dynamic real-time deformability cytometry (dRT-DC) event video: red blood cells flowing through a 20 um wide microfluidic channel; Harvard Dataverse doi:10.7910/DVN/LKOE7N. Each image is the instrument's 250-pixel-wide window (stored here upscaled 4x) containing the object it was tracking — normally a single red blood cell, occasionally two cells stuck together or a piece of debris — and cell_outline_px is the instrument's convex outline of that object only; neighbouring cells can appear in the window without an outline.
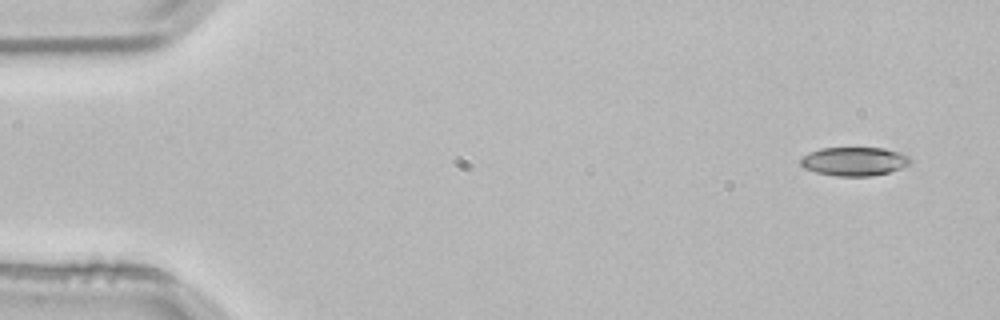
{"species": "common noctule bat (a hibernating species)", "species_latin": "Nyctalus noctula", "temperature_condition": "room temperature", "stored_images_in_passage": 4, "camera_frame_rate_fps": 3000, "um_per_image_px": 0.085, "animal": {"sex": "male", "body_mass_g": 21.5, "forearm_length_mm": 52.0}, "frame": {"image": 1, "passage_image": 1, "time_ms": 0.0, "image_size_px": [1000, 320], "cell_outline_px": [[912, 160], [908, 164], [900, 168], [888, 172], [872, 176], [836, 176], [816, 172], [804, 168], [800, 164], [800, 156], [808, 152], [820, 148], [884, 148], [900, 152], [908, 156]], "centroid_in_image_um": [72.57, 13.71], "position_along_channel_um": 12.4, "area_um2": 18.44}}
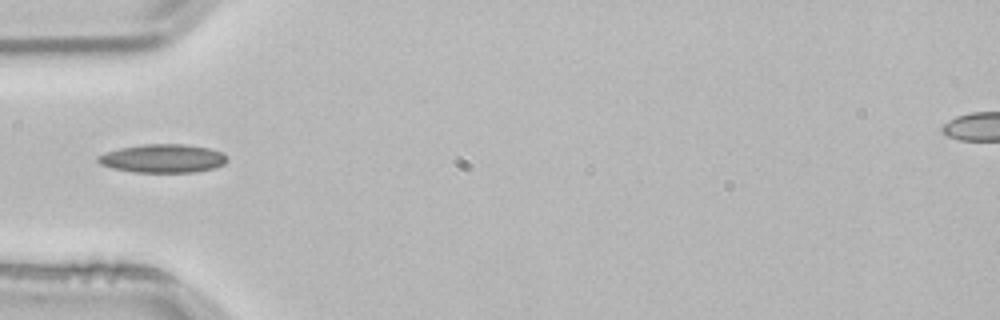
{"frame": {"image": 2, "passage_image": 4, "time_ms": 1.0, "image_size_px": [1000, 320], "cell_outline_px": [[228, 160], [224, 164], [216, 168], [192, 172], [132, 172], [112, 168], [100, 164], [96, 160], [96, 156], [120, 148], [144, 144], [184, 144], [208, 148], [220, 152], [228, 156]], "centroid_in_image_um": [13.84, 13.47], "position_along_channel_um": 71.2, "area_um2": 21.44}}